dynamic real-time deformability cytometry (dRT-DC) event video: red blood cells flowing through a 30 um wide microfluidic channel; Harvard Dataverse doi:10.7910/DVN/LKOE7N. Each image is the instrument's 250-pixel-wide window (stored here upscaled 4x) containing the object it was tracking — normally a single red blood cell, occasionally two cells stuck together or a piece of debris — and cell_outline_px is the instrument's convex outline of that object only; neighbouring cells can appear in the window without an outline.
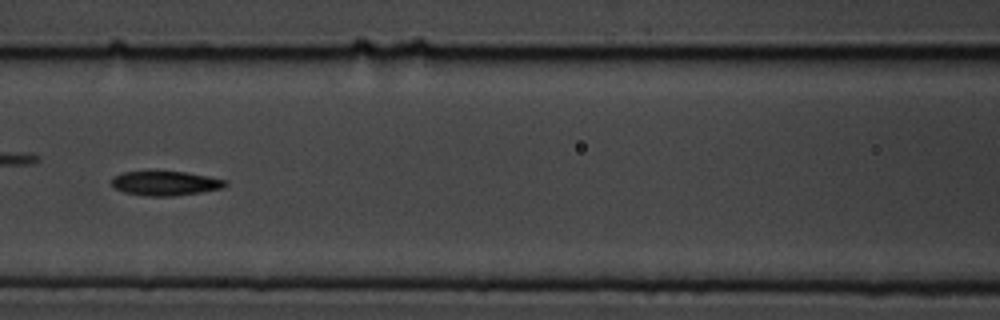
{"species": "common noctule bat (a hibernating species)", "species_latin": "Nyctalus noctula", "temperature_condition": "cold", "stored_images_in_passage": 56, "camera_frame_rate_fps": 3000, "um_per_image_px": 0.085, "animal": {"sex": "male", "body_mass_g": 19.5, "forearm_length_mm": 54.6}, "frame": {"image": 1, "passage_image": 25, "time_ms": 8.0, "image_size_px": [1000, 320], "cell_outline_px": [[228, 184], [224, 188], [200, 192], [172, 196], [148, 196], [124, 192], [116, 188], [112, 184], [112, 176], [124, 172], [184, 172], [208, 176], [228, 180]], "centroid_in_image_um": [14.1, 15.58], "position_along_channel_um": 152.5, "area_um2": 16.01}, "authors_computed_cell_mechanics": {"area_um2": 16.1262, "velocity_mm_per_s": 3.6448, "shape_relaxation_time_tau1_ms": 3.8369, "shape_relaxation_time_tau2_ms": null, "deformation_change_tau1": 0.1169, "deformation_change_tau2": null}}